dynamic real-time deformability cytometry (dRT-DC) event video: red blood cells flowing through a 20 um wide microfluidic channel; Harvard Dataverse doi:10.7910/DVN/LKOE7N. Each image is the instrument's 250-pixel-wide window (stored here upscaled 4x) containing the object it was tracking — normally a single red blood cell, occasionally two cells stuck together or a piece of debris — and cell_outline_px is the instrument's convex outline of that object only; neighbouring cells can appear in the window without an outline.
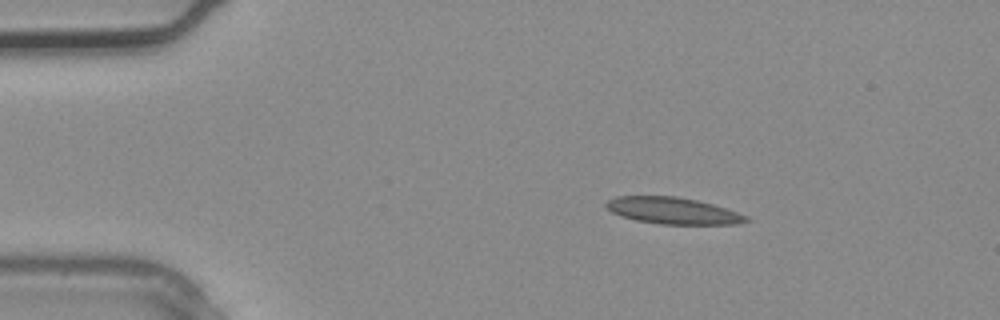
{"species": "common noctule bat (a hibernating species)", "species_latin": "Nyctalus noctula", "temperature_condition": "warm", "stored_images_in_passage": 2, "camera_frame_rate_fps": 3000, "um_per_image_px": 0.085, "animal": {"sex": "male", "body_mass_g": 20.4}, "frame": {"image": 1, "passage_image": 1, "time_ms": 0.0, "image_size_px": [1000, 320], "cell_outline_px": [[752, 220], [736, 224], [660, 224], [636, 220], [620, 216], [612, 212], [604, 204], [608, 200], [616, 196], [676, 196], [696, 200], [712, 204], [748, 216]], "centroid_in_image_um": [57.18, 17.91], "position_along_channel_um": 27.8, "area_um2": 21.62}}